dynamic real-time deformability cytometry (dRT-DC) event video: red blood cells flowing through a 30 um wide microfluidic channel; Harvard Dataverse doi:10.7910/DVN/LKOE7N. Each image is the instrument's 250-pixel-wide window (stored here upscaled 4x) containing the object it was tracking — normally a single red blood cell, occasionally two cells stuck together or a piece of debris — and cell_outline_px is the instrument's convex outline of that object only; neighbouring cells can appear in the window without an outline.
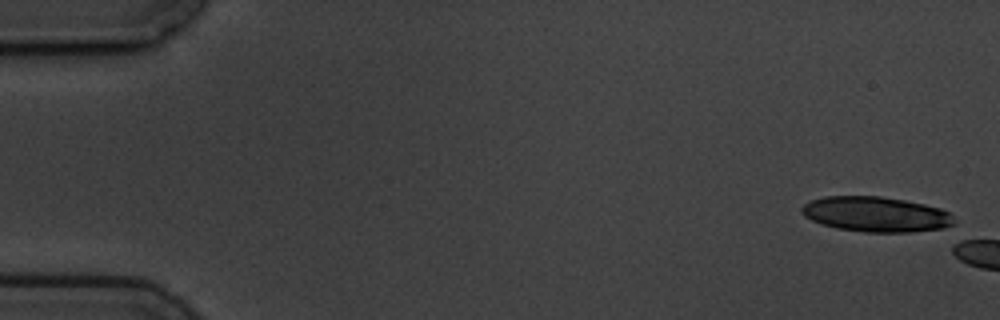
{"species": "common noctule bat (a hibernating species)", "species_latin": "Nyctalus noctula", "temperature_condition": "cold", "stored_images_in_passage": 6, "camera_frame_rate_fps": 3000, "um_per_image_px": 0.085, "animal": {"sex": "male", "body_mass_g": 19.5, "forearm_length_mm": 54.6}, "frame": {"image": 1, "passage_image": 1, "time_ms": 0.0, "image_size_px": [1000, 320], "cell_outline_px": [[956, 228], [912, 232], [864, 232], [836, 228], [820, 224], [804, 216], [800, 212], [800, 208], [804, 204], [812, 200], [824, 196], [880, 196], [904, 200], [924, 204], [940, 208], [948, 212], [956, 220]], "centroid_in_image_um": [74.51, 18.23], "position_along_channel_um": 10.5, "area_um2": 31.79}}
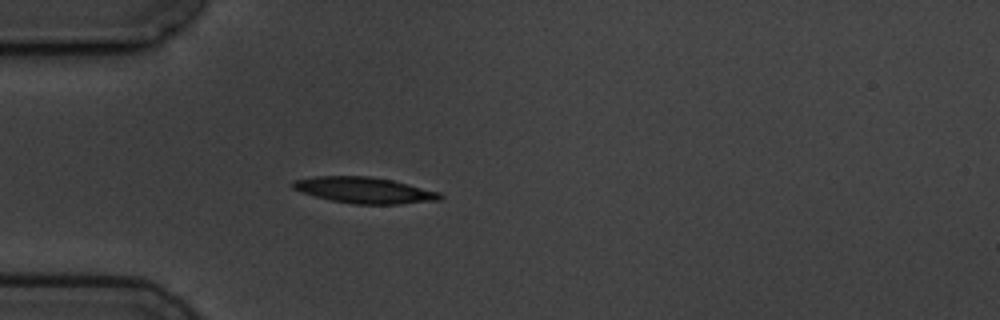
{"frame": {"image": 2, "passage_image": 6, "time_ms": 6.667, "image_size_px": [1000, 320], "cell_outline_px": [[444, 196], [440, 200], [400, 204], [356, 204], [332, 200], [316, 196], [292, 188], [292, 180], [316, 176], [368, 176], [392, 180], [440, 192]], "centroid_in_image_um": [31.0, 16.16], "position_along_channel_um": 54.0, "area_um2": 22.2}}